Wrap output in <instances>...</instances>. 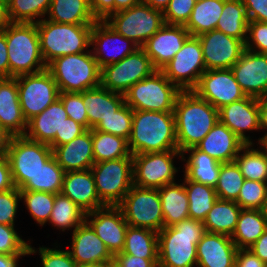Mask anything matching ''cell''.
Wrapping results in <instances>:
<instances>
[{
  "mask_svg": "<svg viewBox=\"0 0 267 267\" xmlns=\"http://www.w3.org/2000/svg\"><path fill=\"white\" fill-rule=\"evenodd\" d=\"M246 144L235 157V162L245 179L267 183V146Z\"/></svg>",
  "mask_w": 267,
  "mask_h": 267,
  "instance_id": "38",
  "label": "cell"
},
{
  "mask_svg": "<svg viewBox=\"0 0 267 267\" xmlns=\"http://www.w3.org/2000/svg\"><path fill=\"white\" fill-rule=\"evenodd\" d=\"M26 209L39 226L46 225L53 209L55 194L40 191H20Z\"/></svg>",
  "mask_w": 267,
  "mask_h": 267,
  "instance_id": "46",
  "label": "cell"
},
{
  "mask_svg": "<svg viewBox=\"0 0 267 267\" xmlns=\"http://www.w3.org/2000/svg\"><path fill=\"white\" fill-rule=\"evenodd\" d=\"M219 121L226 125L245 144H254L246 131H260L259 99L246 96L219 109Z\"/></svg>",
  "mask_w": 267,
  "mask_h": 267,
  "instance_id": "22",
  "label": "cell"
},
{
  "mask_svg": "<svg viewBox=\"0 0 267 267\" xmlns=\"http://www.w3.org/2000/svg\"><path fill=\"white\" fill-rule=\"evenodd\" d=\"M266 229L267 215L264 210L241 209L231 239L238 249H248Z\"/></svg>",
  "mask_w": 267,
  "mask_h": 267,
  "instance_id": "33",
  "label": "cell"
},
{
  "mask_svg": "<svg viewBox=\"0 0 267 267\" xmlns=\"http://www.w3.org/2000/svg\"><path fill=\"white\" fill-rule=\"evenodd\" d=\"M170 0H143L147 5L153 9L164 11L168 6Z\"/></svg>",
  "mask_w": 267,
  "mask_h": 267,
  "instance_id": "68",
  "label": "cell"
},
{
  "mask_svg": "<svg viewBox=\"0 0 267 267\" xmlns=\"http://www.w3.org/2000/svg\"><path fill=\"white\" fill-rule=\"evenodd\" d=\"M245 145L244 141L218 121L196 148L220 163H227L233 162Z\"/></svg>",
  "mask_w": 267,
  "mask_h": 267,
  "instance_id": "28",
  "label": "cell"
},
{
  "mask_svg": "<svg viewBox=\"0 0 267 267\" xmlns=\"http://www.w3.org/2000/svg\"><path fill=\"white\" fill-rule=\"evenodd\" d=\"M94 162L132 157L128 140L107 132L92 129Z\"/></svg>",
  "mask_w": 267,
  "mask_h": 267,
  "instance_id": "42",
  "label": "cell"
},
{
  "mask_svg": "<svg viewBox=\"0 0 267 267\" xmlns=\"http://www.w3.org/2000/svg\"><path fill=\"white\" fill-rule=\"evenodd\" d=\"M26 255H8L0 253V267H18L21 257Z\"/></svg>",
  "mask_w": 267,
  "mask_h": 267,
  "instance_id": "64",
  "label": "cell"
},
{
  "mask_svg": "<svg viewBox=\"0 0 267 267\" xmlns=\"http://www.w3.org/2000/svg\"><path fill=\"white\" fill-rule=\"evenodd\" d=\"M156 69L140 47L119 62L101 68V86L124 94L131 86L150 76Z\"/></svg>",
  "mask_w": 267,
  "mask_h": 267,
  "instance_id": "15",
  "label": "cell"
},
{
  "mask_svg": "<svg viewBox=\"0 0 267 267\" xmlns=\"http://www.w3.org/2000/svg\"><path fill=\"white\" fill-rule=\"evenodd\" d=\"M105 21L118 34L132 40L139 47L165 24L163 11L153 9L145 2L115 12Z\"/></svg>",
  "mask_w": 267,
  "mask_h": 267,
  "instance_id": "9",
  "label": "cell"
},
{
  "mask_svg": "<svg viewBox=\"0 0 267 267\" xmlns=\"http://www.w3.org/2000/svg\"><path fill=\"white\" fill-rule=\"evenodd\" d=\"M249 21L267 22V0H242Z\"/></svg>",
  "mask_w": 267,
  "mask_h": 267,
  "instance_id": "57",
  "label": "cell"
},
{
  "mask_svg": "<svg viewBox=\"0 0 267 267\" xmlns=\"http://www.w3.org/2000/svg\"><path fill=\"white\" fill-rule=\"evenodd\" d=\"M190 36L184 25L165 23L141 48L150 58L154 68L161 70Z\"/></svg>",
  "mask_w": 267,
  "mask_h": 267,
  "instance_id": "21",
  "label": "cell"
},
{
  "mask_svg": "<svg viewBox=\"0 0 267 267\" xmlns=\"http://www.w3.org/2000/svg\"><path fill=\"white\" fill-rule=\"evenodd\" d=\"M68 118L62 101L58 98L40 114L28 121L25 136L33 141L50 144L61 136V127Z\"/></svg>",
  "mask_w": 267,
  "mask_h": 267,
  "instance_id": "29",
  "label": "cell"
},
{
  "mask_svg": "<svg viewBox=\"0 0 267 267\" xmlns=\"http://www.w3.org/2000/svg\"><path fill=\"white\" fill-rule=\"evenodd\" d=\"M36 24L46 66L58 57L90 51L93 24H62L45 18Z\"/></svg>",
  "mask_w": 267,
  "mask_h": 267,
  "instance_id": "5",
  "label": "cell"
},
{
  "mask_svg": "<svg viewBox=\"0 0 267 267\" xmlns=\"http://www.w3.org/2000/svg\"><path fill=\"white\" fill-rule=\"evenodd\" d=\"M223 7L224 0L196 2L190 18L184 27L191 36L195 37L216 29Z\"/></svg>",
  "mask_w": 267,
  "mask_h": 267,
  "instance_id": "36",
  "label": "cell"
},
{
  "mask_svg": "<svg viewBox=\"0 0 267 267\" xmlns=\"http://www.w3.org/2000/svg\"><path fill=\"white\" fill-rule=\"evenodd\" d=\"M59 99L62 101L68 117L89 129L87 108L84 105L82 92H60Z\"/></svg>",
  "mask_w": 267,
  "mask_h": 267,
  "instance_id": "51",
  "label": "cell"
},
{
  "mask_svg": "<svg viewBox=\"0 0 267 267\" xmlns=\"http://www.w3.org/2000/svg\"><path fill=\"white\" fill-rule=\"evenodd\" d=\"M235 202L242 209L264 210L267 202V183L245 179Z\"/></svg>",
  "mask_w": 267,
  "mask_h": 267,
  "instance_id": "48",
  "label": "cell"
},
{
  "mask_svg": "<svg viewBox=\"0 0 267 267\" xmlns=\"http://www.w3.org/2000/svg\"><path fill=\"white\" fill-rule=\"evenodd\" d=\"M72 250H68L77 265L113 264V255L91 226L84 221L72 232Z\"/></svg>",
  "mask_w": 267,
  "mask_h": 267,
  "instance_id": "23",
  "label": "cell"
},
{
  "mask_svg": "<svg viewBox=\"0 0 267 267\" xmlns=\"http://www.w3.org/2000/svg\"><path fill=\"white\" fill-rule=\"evenodd\" d=\"M196 0H170L163 11L166 24L185 25L190 18Z\"/></svg>",
  "mask_w": 267,
  "mask_h": 267,
  "instance_id": "52",
  "label": "cell"
},
{
  "mask_svg": "<svg viewBox=\"0 0 267 267\" xmlns=\"http://www.w3.org/2000/svg\"><path fill=\"white\" fill-rule=\"evenodd\" d=\"M7 42L9 77L34 74L47 69L36 23H10L2 30Z\"/></svg>",
  "mask_w": 267,
  "mask_h": 267,
  "instance_id": "4",
  "label": "cell"
},
{
  "mask_svg": "<svg viewBox=\"0 0 267 267\" xmlns=\"http://www.w3.org/2000/svg\"><path fill=\"white\" fill-rule=\"evenodd\" d=\"M25 119L18 94L16 77L0 78V127L11 136L25 135Z\"/></svg>",
  "mask_w": 267,
  "mask_h": 267,
  "instance_id": "26",
  "label": "cell"
},
{
  "mask_svg": "<svg viewBox=\"0 0 267 267\" xmlns=\"http://www.w3.org/2000/svg\"><path fill=\"white\" fill-rule=\"evenodd\" d=\"M241 209L235 201L217 199L203 221L205 231L231 237Z\"/></svg>",
  "mask_w": 267,
  "mask_h": 267,
  "instance_id": "35",
  "label": "cell"
},
{
  "mask_svg": "<svg viewBox=\"0 0 267 267\" xmlns=\"http://www.w3.org/2000/svg\"><path fill=\"white\" fill-rule=\"evenodd\" d=\"M174 115L177 145L181 153L196 147L219 121V110L193 90L180 92Z\"/></svg>",
  "mask_w": 267,
  "mask_h": 267,
  "instance_id": "1",
  "label": "cell"
},
{
  "mask_svg": "<svg viewBox=\"0 0 267 267\" xmlns=\"http://www.w3.org/2000/svg\"><path fill=\"white\" fill-rule=\"evenodd\" d=\"M202 47L206 70L230 69L245 50V43L214 29L197 36Z\"/></svg>",
  "mask_w": 267,
  "mask_h": 267,
  "instance_id": "18",
  "label": "cell"
},
{
  "mask_svg": "<svg viewBox=\"0 0 267 267\" xmlns=\"http://www.w3.org/2000/svg\"><path fill=\"white\" fill-rule=\"evenodd\" d=\"M237 250L230 236L205 232L196 247L197 267H234Z\"/></svg>",
  "mask_w": 267,
  "mask_h": 267,
  "instance_id": "24",
  "label": "cell"
},
{
  "mask_svg": "<svg viewBox=\"0 0 267 267\" xmlns=\"http://www.w3.org/2000/svg\"><path fill=\"white\" fill-rule=\"evenodd\" d=\"M14 227L0 224V253L28 256L29 243L18 235Z\"/></svg>",
  "mask_w": 267,
  "mask_h": 267,
  "instance_id": "50",
  "label": "cell"
},
{
  "mask_svg": "<svg viewBox=\"0 0 267 267\" xmlns=\"http://www.w3.org/2000/svg\"><path fill=\"white\" fill-rule=\"evenodd\" d=\"M90 170L100 201L105 206H118L133 186L132 157L94 163Z\"/></svg>",
  "mask_w": 267,
  "mask_h": 267,
  "instance_id": "8",
  "label": "cell"
},
{
  "mask_svg": "<svg viewBox=\"0 0 267 267\" xmlns=\"http://www.w3.org/2000/svg\"><path fill=\"white\" fill-rule=\"evenodd\" d=\"M248 17L242 0H224L216 29L246 43Z\"/></svg>",
  "mask_w": 267,
  "mask_h": 267,
  "instance_id": "37",
  "label": "cell"
},
{
  "mask_svg": "<svg viewBox=\"0 0 267 267\" xmlns=\"http://www.w3.org/2000/svg\"><path fill=\"white\" fill-rule=\"evenodd\" d=\"M264 212H265V214L267 215V202H266V206H265V208H264Z\"/></svg>",
  "mask_w": 267,
  "mask_h": 267,
  "instance_id": "70",
  "label": "cell"
},
{
  "mask_svg": "<svg viewBox=\"0 0 267 267\" xmlns=\"http://www.w3.org/2000/svg\"><path fill=\"white\" fill-rule=\"evenodd\" d=\"M90 46L100 68L119 62L140 48L132 40L118 34L106 21H96L93 24Z\"/></svg>",
  "mask_w": 267,
  "mask_h": 267,
  "instance_id": "17",
  "label": "cell"
},
{
  "mask_svg": "<svg viewBox=\"0 0 267 267\" xmlns=\"http://www.w3.org/2000/svg\"><path fill=\"white\" fill-rule=\"evenodd\" d=\"M60 92H83L101 85V68L91 50L58 57L47 65Z\"/></svg>",
  "mask_w": 267,
  "mask_h": 267,
  "instance_id": "6",
  "label": "cell"
},
{
  "mask_svg": "<svg viewBox=\"0 0 267 267\" xmlns=\"http://www.w3.org/2000/svg\"><path fill=\"white\" fill-rule=\"evenodd\" d=\"M85 221L91 226L113 256L123 250L125 235L129 225L118 206H105L86 213Z\"/></svg>",
  "mask_w": 267,
  "mask_h": 267,
  "instance_id": "19",
  "label": "cell"
},
{
  "mask_svg": "<svg viewBox=\"0 0 267 267\" xmlns=\"http://www.w3.org/2000/svg\"><path fill=\"white\" fill-rule=\"evenodd\" d=\"M65 171L52 156L39 171L31 177L20 191H40L52 194H59L63 187V177Z\"/></svg>",
  "mask_w": 267,
  "mask_h": 267,
  "instance_id": "41",
  "label": "cell"
},
{
  "mask_svg": "<svg viewBox=\"0 0 267 267\" xmlns=\"http://www.w3.org/2000/svg\"><path fill=\"white\" fill-rule=\"evenodd\" d=\"M124 219L131 227L159 232L164 227V217L158 189L133 185L118 205Z\"/></svg>",
  "mask_w": 267,
  "mask_h": 267,
  "instance_id": "11",
  "label": "cell"
},
{
  "mask_svg": "<svg viewBox=\"0 0 267 267\" xmlns=\"http://www.w3.org/2000/svg\"><path fill=\"white\" fill-rule=\"evenodd\" d=\"M144 259H158V233L128 226L123 250L120 252Z\"/></svg>",
  "mask_w": 267,
  "mask_h": 267,
  "instance_id": "39",
  "label": "cell"
},
{
  "mask_svg": "<svg viewBox=\"0 0 267 267\" xmlns=\"http://www.w3.org/2000/svg\"><path fill=\"white\" fill-rule=\"evenodd\" d=\"M245 49L267 54V22H248Z\"/></svg>",
  "mask_w": 267,
  "mask_h": 267,
  "instance_id": "54",
  "label": "cell"
},
{
  "mask_svg": "<svg viewBox=\"0 0 267 267\" xmlns=\"http://www.w3.org/2000/svg\"><path fill=\"white\" fill-rule=\"evenodd\" d=\"M11 23L8 14L7 0H0V31Z\"/></svg>",
  "mask_w": 267,
  "mask_h": 267,
  "instance_id": "65",
  "label": "cell"
},
{
  "mask_svg": "<svg viewBox=\"0 0 267 267\" xmlns=\"http://www.w3.org/2000/svg\"><path fill=\"white\" fill-rule=\"evenodd\" d=\"M244 180L245 178L235 161L221 163L218 182L215 186L218 199L236 201Z\"/></svg>",
  "mask_w": 267,
  "mask_h": 267,
  "instance_id": "45",
  "label": "cell"
},
{
  "mask_svg": "<svg viewBox=\"0 0 267 267\" xmlns=\"http://www.w3.org/2000/svg\"><path fill=\"white\" fill-rule=\"evenodd\" d=\"M164 227L174 226L189 217V201L184 183L173 182L158 189Z\"/></svg>",
  "mask_w": 267,
  "mask_h": 267,
  "instance_id": "32",
  "label": "cell"
},
{
  "mask_svg": "<svg viewBox=\"0 0 267 267\" xmlns=\"http://www.w3.org/2000/svg\"><path fill=\"white\" fill-rule=\"evenodd\" d=\"M89 4L97 21H105L114 13V0H89Z\"/></svg>",
  "mask_w": 267,
  "mask_h": 267,
  "instance_id": "58",
  "label": "cell"
},
{
  "mask_svg": "<svg viewBox=\"0 0 267 267\" xmlns=\"http://www.w3.org/2000/svg\"><path fill=\"white\" fill-rule=\"evenodd\" d=\"M186 153L190 155L184 157ZM182 155V161L185 162L184 175L191 181L215 188L218 182L221 163L196 147L186 149L182 152Z\"/></svg>",
  "mask_w": 267,
  "mask_h": 267,
  "instance_id": "31",
  "label": "cell"
},
{
  "mask_svg": "<svg viewBox=\"0 0 267 267\" xmlns=\"http://www.w3.org/2000/svg\"><path fill=\"white\" fill-rule=\"evenodd\" d=\"M249 250L267 265V229L257 241L249 247Z\"/></svg>",
  "mask_w": 267,
  "mask_h": 267,
  "instance_id": "62",
  "label": "cell"
},
{
  "mask_svg": "<svg viewBox=\"0 0 267 267\" xmlns=\"http://www.w3.org/2000/svg\"><path fill=\"white\" fill-rule=\"evenodd\" d=\"M85 216L86 213L77 204L69 197L59 193L55 194V201L48 222L63 232L72 228L74 231L85 221Z\"/></svg>",
  "mask_w": 267,
  "mask_h": 267,
  "instance_id": "43",
  "label": "cell"
},
{
  "mask_svg": "<svg viewBox=\"0 0 267 267\" xmlns=\"http://www.w3.org/2000/svg\"><path fill=\"white\" fill-rule=\"evenodd\" d=\"M87 108L89 129H93L102 119L109 117L124 103V95L103 88L101 85L82 92Z\"/></svg>",
  "mask_w": 267,
  "mask_h": 267,
  "instance_id": "30",
  "label": "cell"
},
{
  "mask_svg": "<svg viewBox=\"0 0 267 267\" xmlns=\"http://www.w3.org/2000/svg\"><path fill=\"white\" fill-rule=\"evenodd\" d=\"M234 267H267L251 250L238 249Z\"/></svg>",
  "mask_w": 267,
  "mask_h": 267,
  "instance_id": "59",
  "label": "cell"
},
{
  "mask_svg": "<svg viewBox=\"0 0 267 267\" xmlns=\"http://www.w3.org/2000/svg\"><path fill=\"white\" fill-rule=\"evenodd\" d=\"M112 267H158V259H144L129 254L116 253Z\"/></svg>",
  "mask_w": 267,
  "mask_h": 267,
  "instance_id": "56",
  "label": "cell"
},
{
  "mask_svg": "<svg viewBox=\"0 0 267 267\" xmlns=\"http://www.w3.org/2000/svg\"><path fill=\"white\" fill-rule=\"evenodd\" d=\"M133 109L124 103L112 115L102 119L93 130L107 132L129 140L132 131Z\"/></svg>",
  "mask_w": 267,
  "mask_h": 267,
  "instance_id": "47",
  "label": "cell"
},
{
  "mask_svg": "<svg viewBox=\"0 0 267 267\" xmlns=\"http://www.w3.org/2000/svg\"><path fill=\"white\" fill-rule=\"evenodd\" d=\"M11 135L0 127V157L6 156Z\"/></svg>",
  "mask_w": 267,
  "mask_h": 267,
  "instance_id": "66",
  "label": "cell"
},
{
  "mask_svg": "<svg viewBox=\"0 0 267 267\" xmlns=\"http://www.w3.org/2000/svg\"><path fill=\"white\" fill-rule=\"evenodd\" d=\"M20 201V189L16 187L0 192V224L15 226Z\"/></svg>",
  "mask_w": 267,
  "mask_h": 267,
  "instance_id": "53",
  "label": "cell"
},
{
  "mask_svg": "<svg viewBox=\"0 0 267 267\" xmlns=\"http://www.w3.org/2000/svg\"><path fill=\"white\" fill-rule=\"evenodd\" d=\"M86 130L87 129L83 125L68 117L65 119V122L61 127V136H55V139L49 144V146L53 150L56 146L70 142L77 136L84 133Z\"/></svg>",
  "mask_w": 267,
  "mask_h": 267,
  "instance_id": "55",
  "label": "cell"
},
{
  "mask_svg": "<svg viewBox=\"0 0 267 267\" xmlns=\"http://www.w3.org/2000/svg\"><path fill=\"white\" fill-rule=\"evenodd\" d=\"M132 155L178 150L174 112L133 110Z\"/></svg>",
  "mask_w": 267,
  "mask_h": 267,
  "instance_id": "2",
  "label": "cell"
},
{
  "mask_svg": "<svg viewBox=\"0 0 267 267\" xmlns=\"http://www.w3.org/2000/svg\"><path fill=\"white\" fill-rule=\"evenodd\" d=\"M50 21L62 24H94L89 0H51L47 13Z\"/></svg>",
  "mask_w": 267,
  "mask_h": 267,
  "instance_id": "34",
  "label": "cell"
},
{
  "mask_svg": "<svg viewBox=\"0 0 267 267\" xmlns=\"http://www.w3.org/2000/svg\"><path fill=\"white\" fill-rule=\"evenodd\" d=\"M49 247H39V250H35V247L29 243L28 255L39 253L41 263L43 267H77L76 262L72 259V256L68 250H62Z\"/></svg>",
  "mask_w": 267,
  "mask_h": 267,
  "instance_id": "49",
  "label": "cell"
},
{
  "mask_svg": "<svg viewBox=\"0 0 267 267\" xmlns=\"http://www.w3.org/2000/svg\"><path fill=\"white\" fill-rule=\"evenodd\" d=\"M183 177V183L189 201V217L203 222L207 213L218 199L215 188L191 181L185 175Z\"/></svg>",
  "mask_w": 267,
  "mask_h": 267,
  "instance_id": "40",
  "label": "cell"
},
{
  "mask_svg": "<svg viewBox=\"0 0 267 267\" xmlns=\"http://www.w3.org/2000/svg\"><path fill=\"white\" fill-rule=\"evenodd\" d=\"M61 193L69 197L85 213L105 207L100 201L90 169L66 172Z\"/></svg>",
  "mask_w": 267,
  "mask_h": 267,
  "instance_id": "25",
  "label": "cell"
},
{
  "mask_svg": "<svg viewBox=\"0 0 267 267\" xmlns=\"http://www.w3.org/2000/svg\"><path fill=\"white\" fill-rule=\"evenodd\" d=\"M53 156L66 172L91 169L94 162L92 129H87L68 143L56 146Z\"/></svg>",
  "mask_w": 267,
  "mask_h": 267,
  "instance_id": "27",
  "label": "cell"
},
{
  "mask_svg": "<svg viewBox=\"0 0 267 267\" xmlns=\"http://www.w3.org/2000/svg\"><path fill=\"white\" fill-rule=\"evenodd\" d=\"M15 188L7 156L0 157V192Z\"/></svg>",
  "mask_w": 267,
  "mask_h": 267,
  "instance_id": "60",
  "label": "cell"
},
{
  "mask_svg": "<svg viewBox=\"0 0 267 267\" xmlns=\"http://www.w3.org/2000/svg\"><path fill=\"white\" fill-rule=\"evenodd\" d=\"M161 71L181 91L193 90L206 71L198 37L190 36Z\"/></svg>",
  "mask_w": 267,
  "mask_h": 267,
  "instance_id": "14",
  "label": "cell"
},
{
  "mask_svg": "<svg viewBox=\"0 0 267 267\" xmlns=\"http://www.w3.org/2000/svg\"><path fill=\"white\" fill-rule=\"evenodd\" d=\"M204 224L191 218L158 232V267L197 266L196 247L205 233Z\"/></svg>",
  "mask_w": 267,
  "mask_h": 267,
  "instance_id": "3",
  "label": "cell"
},
{
  "mask_svg": "<svg viewBox=\"0 0 267 267\" xmlns=\"http://www.w3.org/2000/svg\"><path fill=\"white\" fill-rule=\"evenodd\" d=\"M112 264H81L77 267H111Z\"/></svg>",
  "mask_w": 267,
  "mask_h": 267,
  "instance_id": "69",
  "label": "cell"
},
{
  "mask_svg": "<svg viewBox=\"0 0 267 267\" xmlns=\"http://www.w3.org/2000/svg\"><path fill=\"white\" fill-rule=\"evenodd\" d=\"M51 0H7L11 23H38L47 15Z\"/></svg>",
  "mask_w": 267,
  "mask_h": 267,
  "instance_id": "44",
  "label": "cell"
},
{
  "mask_svg": "<svg viewBox=\"0 0 267 267\" xmlns=\"http://www.w3.org/2000/svg\"><path fill=\"white\" fill-rule=\"evenodd\" d=\"M6 156L14 185L20 189L53 156V150L48 144L19 135L11 137Z\"/></svg>",
  "mask_w": 267,
  "mask_h": 267,
  "instance_id": "10",
  "label": "cell"
},
{
  "mask_svg": "<svg viewBox=\"0 0 267 267\" xmlns=\"http://www.w3.org/2000/svg\"><path fill=\"white\" fill-rule=\"evenodd\" d=\"M16 80L20 106L27 122L59 98V88L47 69L17 76Z\"/></svg>",
  "mask_w": 267,
  "mask_h": 267,
  "instance_id": "13",
  "label": "cell"
},
{
  "mask_svg": "<svg viewBox=\"0 0 267 267\" xmlns=\"http://www.w3.org/2000/svg\"><path fill=\"white\" fill-rule=\"evenodd\" d=\"M141 2H143V0H114V13L131 8Z\"/></svg>",
  "mask_w": 267,
  "mask_h": 267,
  "instance_id": "67",
  "label": "cell"
},
{
  "mask_svg": "<svg viewBox=\"0 0 267 267\" xmlns=\"http://www.w3.org/2000/svg\"><path fill=\"white\" fill-rule=\"evenodd\" d=\"M230 69L246 96L267 98V54L245 49Z\"/></svg>",
  "mask_w": 267,
  "mask_h": 267,
  "instance_id": "20",
  "label": "cell"
},
{
  "mask_svg": "<svg viewBox=\"0 0 267 267\" xmlns=\"http://www.w3.org/2000/svg\"><path fill=\"white\" fill-rule=\"evenodd\" d=\"M180 92L161 70H156L131 86L123 95L125 103L133 110L174 112Z\"/></svg>",
  "mask_w": 267,
  "mask_h": 267,
  "instance_id": "7",
  "label": "cell"
},
{
  "mask_svg": "<svg viewBox=\"0 0 267 267\" xmlns=\"http://www.w3.org/2000/svg\"><path fill=\"white\" fill-rule=\"evenodd\" d=\"M260 130L267 129V98L259 99ZM258 144L267 146V132L258 138Z\"/></svg>",
  "mask_w": 267,
  "mask_h": 267,
  "instance_id": "63",
  "label": "cell"
},
{
  "mask_svg": "<svg viewBox=\"0 0 267 267\" xmlns=\"http://www.w3.org/2000/svg\"><path fill=\"white\" fill-rule=\"evenodd\" d=\"M181 158L179 150L143 153L132 155L133 185L141 188L160 189L175 182L179 171L174 165V158Z\"/></svg>",
  "mask_w": 267,
  "mask_h": 267,
  "instance_id": "12",
  "label": "cell"
},
{
  "mask_svg": "<svg viewBox=\"0 0 267 267\" xmlns=\"http://www.w3.org/2000/svg\"><path fill=\"white\" fill-rule=\"evenodd\" d=\"M193 91L217 110L246 97L231 69L206 70Z\"/></svg>",
  "mask_w": 267,
  "mask_h": 267,
  "instance_id": "16",
  "label": "cell"
},
{
  "mask_svg": "<svg viewBox=\"0 0 267 267\" xmlns=\"http://www.w3.org/2000/svg\"><path fill=\"white\" fill-rule=\"evenodd\" d=\"M0 78H9V60L5 33L0 31Z\"/></svg>",
  "mask_w": 267,
  "mask_h": 267,
  "instance_id": "61",
  "label": "cell"
}]
</instances>
